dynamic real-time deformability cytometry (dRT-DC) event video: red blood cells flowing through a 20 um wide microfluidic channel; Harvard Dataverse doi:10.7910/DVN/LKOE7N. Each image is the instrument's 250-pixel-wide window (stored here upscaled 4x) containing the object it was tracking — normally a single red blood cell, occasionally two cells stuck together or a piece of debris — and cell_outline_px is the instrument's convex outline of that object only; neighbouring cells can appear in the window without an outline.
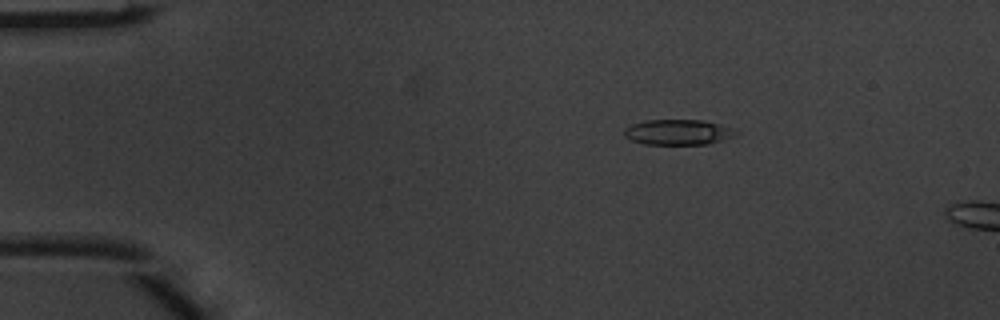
{"species": "common noctule bat (a hibernating species)", "species_latin": "Nyctalus noctula", "temperature_condition": "warm", "stored_images_in_passage": 3, "camera_frame_rate_fps": 3000, "um_per_image_px": 0.085, "animal": {"sex": "male", "body_mass_g": 20.1, "forearm_length_mm": 53.5}, "frame": {"image": 1, "passage_image": 2, "time_ms": 0.333, "image_size_px": [1000, 320], "cell_outline_px": [[740, 132], [724, 140], [708, 144], [644, 144], [632, 140], [624, 136], [624, 128], [632, 124], [644, 120], [704, 120]], "centroid_in_image_um": [57.59, 11.24], "position_along_channel_um": 27.4, "area_um2": 16.36}}